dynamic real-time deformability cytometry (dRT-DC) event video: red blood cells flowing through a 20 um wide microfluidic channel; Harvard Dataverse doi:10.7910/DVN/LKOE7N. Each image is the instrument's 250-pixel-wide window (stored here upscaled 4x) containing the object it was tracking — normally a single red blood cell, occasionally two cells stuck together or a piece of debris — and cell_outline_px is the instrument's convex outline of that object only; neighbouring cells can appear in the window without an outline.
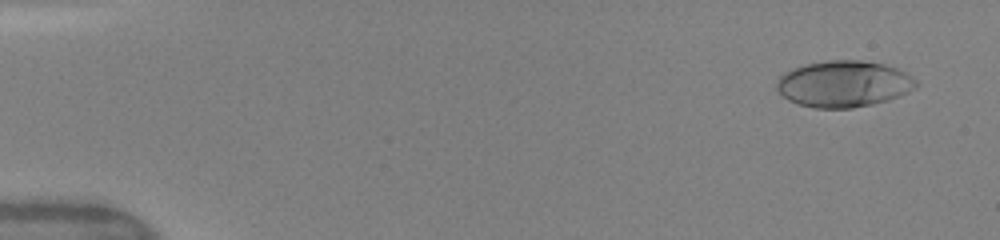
{"species": "human", "species_latin": "Homo sapiens", "temperature_condition": "warm", "stored_images_in_passage": 8, "camera_frame_rate_fps": 3000, "um_per_image_px": 0.085, "donor": {"sex": "female"}, "frame": {"image": 1, "passage_image": 2, "time_ms": 0.667, "image_size_px": [1000, 240], "cell_outline_px": [[920, 84], [908, 92], [900, 96], [888, 100], [872, 104], [852, 108], [816, 108], [796, 104], [788, 100], [776, 88], [776, 80], [784, 72], [792, 68], [804, 64], [828, 60], [860, 60], [884, 64], [896, 68], [912, 76]], "centroid_in_image_um": [71.7, 7.13], "position_along_channel_um": 13.3, "area_um2": 37.92}}
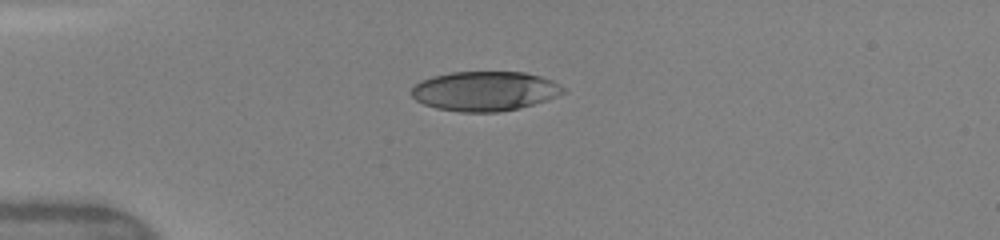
{"frame": {"image": 2, "passage_image": 6, "time_ms": 4.0, "image_size_px": [1000, 240], "cell_outline_px": [[564, 92], [556, 96], [520, 108], [500, 112], [460, 112], [436, 108], [424, 104], [416, 100], [412, 96], [412, 88], [420, 80], [432, 76], [452, 72], [524, 72], [540, 76], [552, 80], [564, 88]], "centroid_in_image_um": [41.18, 7.74], "position_along_channel_um": 43.8, "area_um2": 34.85}}